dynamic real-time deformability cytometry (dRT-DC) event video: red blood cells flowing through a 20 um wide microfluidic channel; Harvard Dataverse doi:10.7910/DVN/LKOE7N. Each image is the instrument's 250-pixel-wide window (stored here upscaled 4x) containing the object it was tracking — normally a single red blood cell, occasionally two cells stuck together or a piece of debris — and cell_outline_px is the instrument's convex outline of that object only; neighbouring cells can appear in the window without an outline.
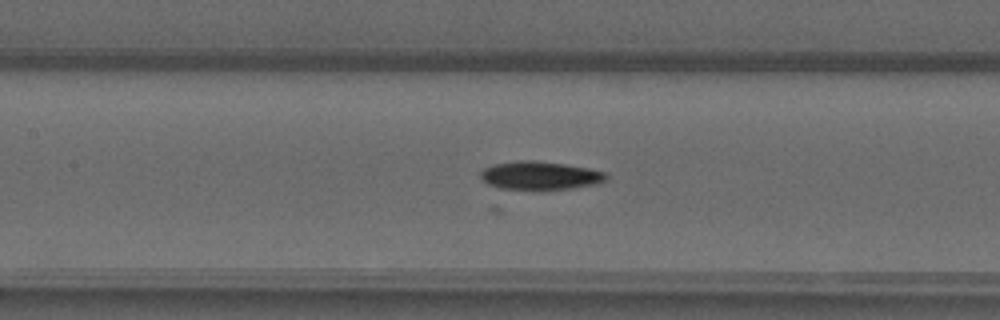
{"species": "common noctule bat (a hibernating species)", "species_latin": "Nyctalus noctula", "temperature_condition": "warm", "stored_images_in_passage": 44, "camera_frame_rate_fps": 3000, "um_per_image_px": 0.085, "animal": {"sex": "male", "forearm_length_mm": 52.5}, "frame": {"image": 1, "passage_image": 17, "time_ms": 5.333, "image_size_px": [1000, 320], "cell_outline_px": [[608, 176], [604, 180], [592, 184], [568, 188], [500, 188], [488, 184], [480, 180], [480, 172], [484, 168], [496, 164], [520, 160], [532, 160], [564, 164], [588, 168], [604, 172]], "centroid_in_image_um": [45.84, 14.89], "position_along_channel_um": 161.6, "area_um2": 20.0}}
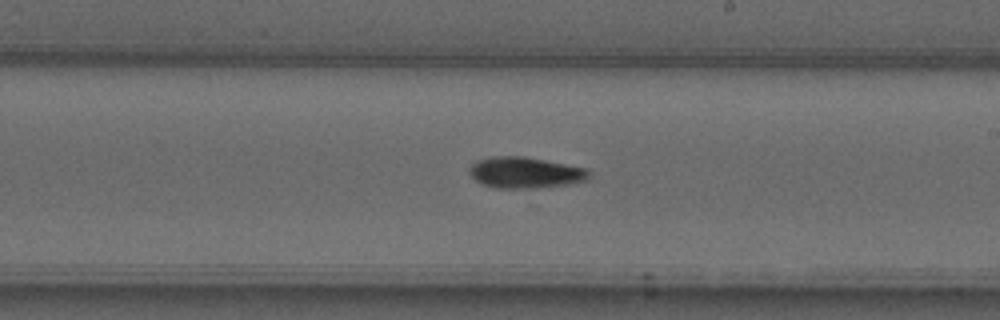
{"frame": {"image": 2, "passage_image": 23, "time_ms": 7.333, "image_size_px": [1000, 320], "cell_outline_px": [[588, 180], [568, 184], [536, 188], [496, 188], [484, 184], [476, 180], [468, 172], [468, 168], [476, 160], [492, 156], [524, 156], [588, 168]], "centroid_in_image_um": [44.62, 14.66], "position_along_channel_um": 244.4, "area_um2": 21.73}}
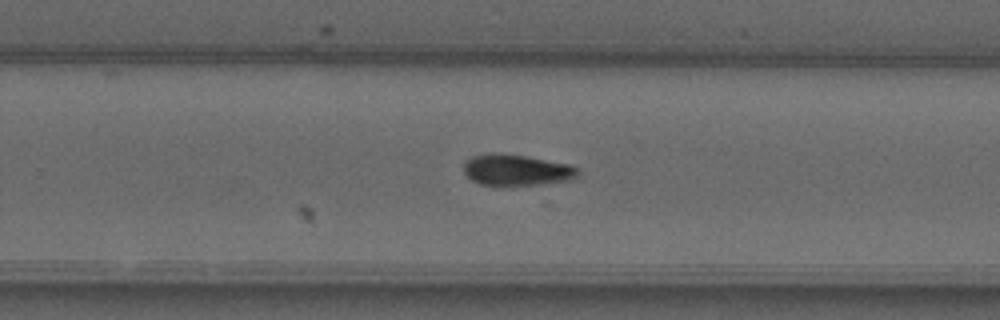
{"frame": {"image": 3, "passage_image": 26, "time_ms": 8.333, "image_size_px": [1000, 320], "cell_outline_px": [[580, 172], [572, 180], [540, 184], [504, 188], [480, 184], [472, 180], [464, 172], [464, 164], [472, 156], [492, 152], [524, 156], [572, 164], [580, 168]], "centroid_in_image_um": [43.93, 14.49], "position_along_channel_um": 285.9, "area_um2": 21.39}}